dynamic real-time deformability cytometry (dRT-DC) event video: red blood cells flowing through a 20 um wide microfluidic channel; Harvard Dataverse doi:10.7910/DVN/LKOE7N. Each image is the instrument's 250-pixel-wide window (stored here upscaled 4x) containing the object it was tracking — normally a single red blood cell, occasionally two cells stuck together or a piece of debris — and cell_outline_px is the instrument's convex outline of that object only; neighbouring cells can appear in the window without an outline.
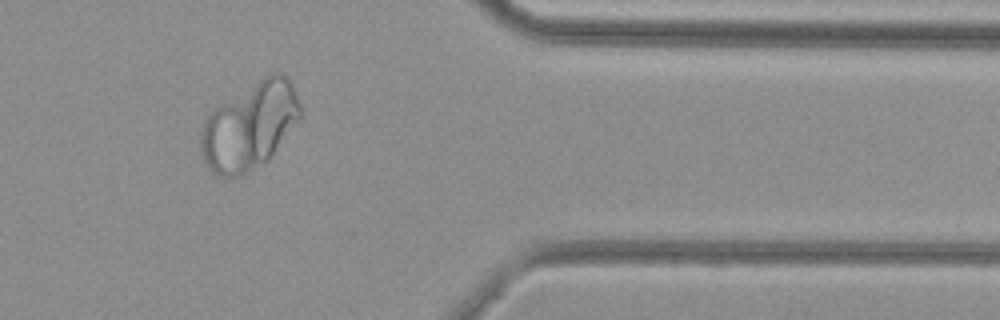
{"species": "common noctule bat (a hibernating species)", "species_latin": "Nyctalus noctula", "temperature_condition": "cold", "stored_images_in_passage": 51, "segment_of_instrument_passage": [2, 2], "camera_frame_rate_fps": 3000, "um_per_image_px": 0.085, "animal": {"sex": "female", "body_mass_g": 29.2, "forearm_length_mm": 56.3}, "frame": {"image": 1, "passage_image": 42, "time_ms": 13.667, "image_size_px": [1000, 320], "cell_outline_px": [[300, 116], [272, 152], [264, 160], [240, 176], [220, 176], [212, 172], [208, 168], [200, 152], [200, 128], [208, 112], [220, 104], [264, 76], [272, 72], [280, 72], [288, 76], [292, 84], [300, 104]], "centroid_in_image_um": [21.16, 10.66], "position_along_channel_um": 390.2, "area_um2": 49.53}}